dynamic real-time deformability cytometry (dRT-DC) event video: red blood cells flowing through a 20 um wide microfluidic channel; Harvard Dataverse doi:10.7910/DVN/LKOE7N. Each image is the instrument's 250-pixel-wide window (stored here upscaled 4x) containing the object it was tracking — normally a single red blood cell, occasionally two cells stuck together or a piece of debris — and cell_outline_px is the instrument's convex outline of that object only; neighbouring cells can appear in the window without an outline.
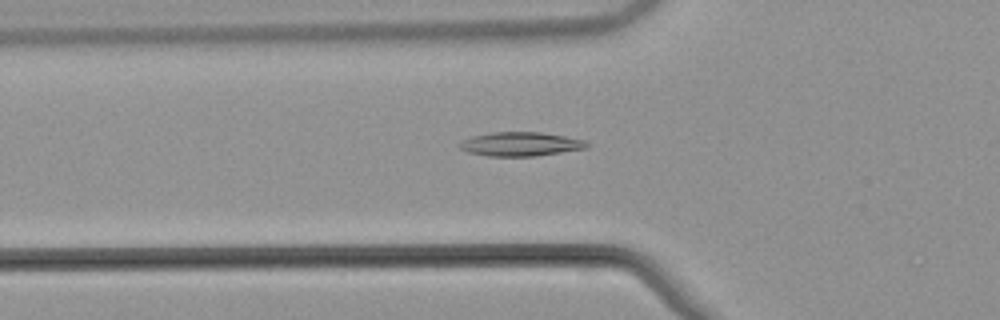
{"species": "common noctule bat (a hibernating species)", "species_latin": "Nyctalus noctula", "temperature_condition": "warm", "stored_images_in_passage": 37, "camera_frame_rate_fps": 3000, "um_per_image_px": 0.085, "animal": {"sex": "male", "body_mass_g": 21.5, "forearm_length_mm": 52.0}, "frame": {"image": 1, "passage_image": 9, "time_ms": 2.667, "image_size_px": [1000, 320], "cell_outline_px": [[588, 148], [536, 156], [488, 156], [468, 152], [460, 148], [460, 144], [464, 140], [472, 136], [492, 132], [540, 132], [564, 136], [584, 140], [588, 144]], "centroid_in_image_um": [44.26, 12.25], "position_along_channel_um": 81.5, "area_um2": 17.63}}
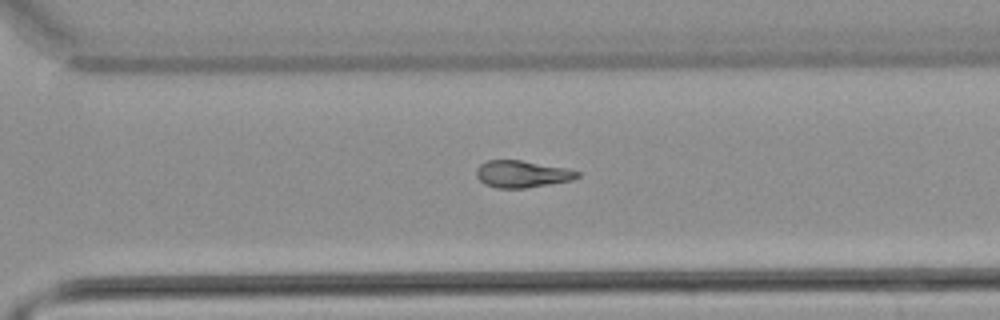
{"frame": {"image": 2, "passage_image": 28, "time_ms": 9.0, "image_size_px": [1000, 320], "cell_outline_px": [[580, 176], [572, 180], [524, 188], [496, 188], [484, 184], [476, 176], [476, 168], [480, 164], [488, 160], [520, 160], [568, 168], [580, 172]], "centroid_in_image_um": [44.36, 14.79], "position_along_channel_um": 326.2, "area_um2": 15.9}}
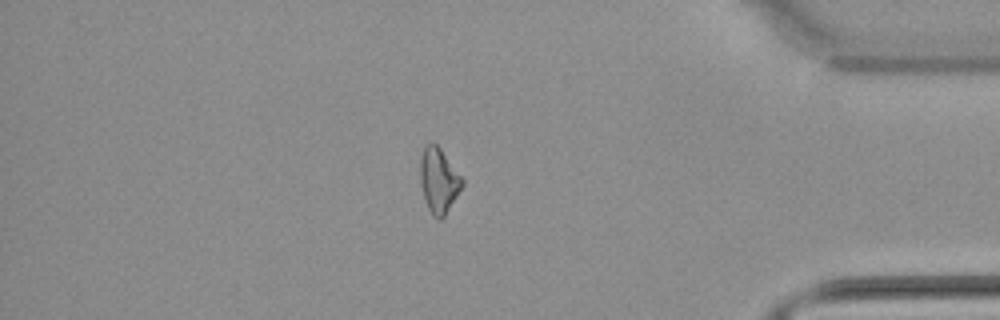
{"frame": {"image": 3, "passage_image": 36, "time_ms": 11.667, "image_size_px": [1000, 320], "cell_outline_px": [[464, 184], [444, 216], [440, 220], [432, 216], [428, 208], [420, 184], [420, 156], [424, 148], [428, 144], [436, 144], [440, 148], [464, 180]], "centroid_in_image_um": [37.28, 15.35], "position_along_channel_um": 397.9, "area_um2": 15.66}}